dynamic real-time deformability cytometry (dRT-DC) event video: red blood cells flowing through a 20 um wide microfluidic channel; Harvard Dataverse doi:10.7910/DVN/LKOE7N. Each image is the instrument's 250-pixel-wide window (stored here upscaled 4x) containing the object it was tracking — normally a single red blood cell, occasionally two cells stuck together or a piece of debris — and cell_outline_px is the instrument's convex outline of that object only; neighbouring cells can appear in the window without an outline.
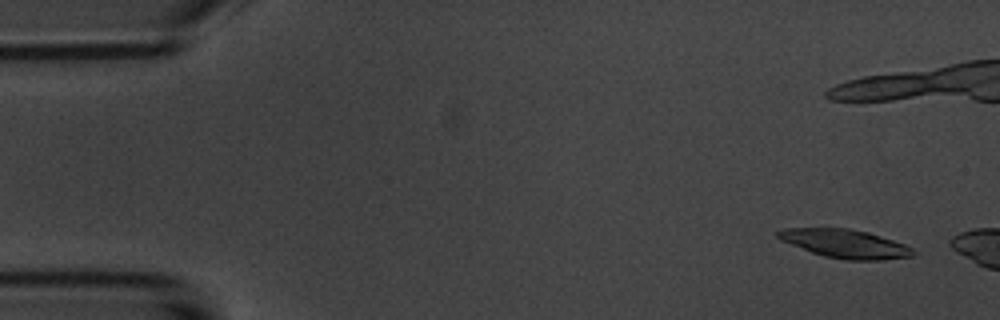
{"species": "common noctule bat (a hibernating species)", "species_latin": "Nyctalus noctula", "temperature_condition": "room temperature", "stored_images_in_passage": 3, "camera_frame_rate_fps": 3000, "um_per_image_px": 0.085, "animal": {"sex": "male", "body_mass_g": 20.1, "forearm_length_mm": 53.5}, "frame": {"image": 1, "passage_image": 1, "time_ms": 0.0, "image_size_px": [1000, 320], "cell_outline_px": [[916, 252], [912, 256], [880, 260], [844, 260], [824, 256], [812, 252], [780, 240], [776, 236], [776, 232], [784, 228], [848, 228], [868, 232], [904, 244], [912, 248]], "centroid_in_image_um": [71.82, 20.71], "position_along_channel_um": 13.2, "area_um2": 22.37}}